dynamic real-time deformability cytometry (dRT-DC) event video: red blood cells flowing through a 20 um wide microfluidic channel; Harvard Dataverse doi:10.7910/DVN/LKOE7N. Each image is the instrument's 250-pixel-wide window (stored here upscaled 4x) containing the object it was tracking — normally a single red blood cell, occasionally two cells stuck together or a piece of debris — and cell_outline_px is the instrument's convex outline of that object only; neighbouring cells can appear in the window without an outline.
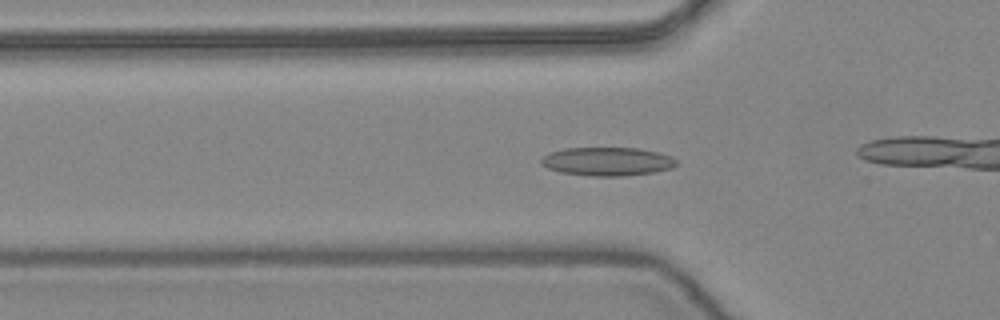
{"species": "common noctule bat (a hibernating species)", "species_latin": "Nyctalus noctula", "temperature_condition": "warm", "stored_images_in_passage": 54, "camera_frame_rate_fps": 3000, "um_per_image_px": 0.085, "animal": {"sex": "female", "body_mass_g": 24.6, "forearm_length_mm": 56.2}, "frame": {"image": 1, "passage_image": 18, "time_ms": 5.667, "image_size_px": [1000, 320], "cell_outline_px": [[676, 164], [672, 168], [656, 172], [624, 176], [588, 176], [560, 172], [548, 168], [540, 164], [540, 160], [548, 152], [564, 148], [640, 148], [660, 152], [672, 156], [676, 160]], "centroid_in_image_um": [51.62, 13.72], "position_along_channel_um": 74.2, "area_um2": 22.77}}
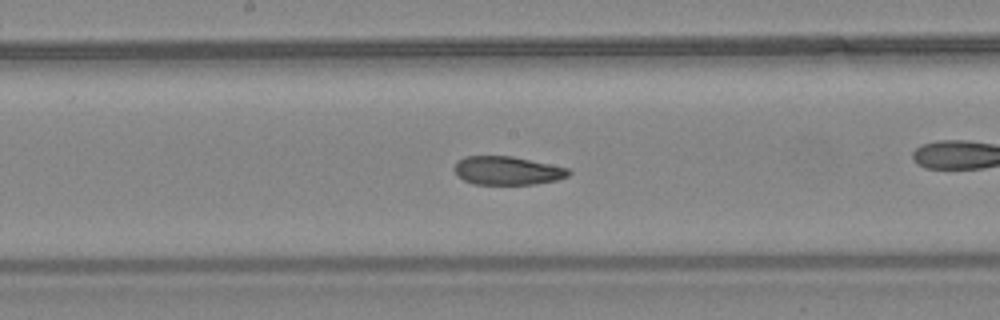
{"frame": {"image": 2, "passage_image": 28, "time_ms": 9.0, "image_size_px": [1000, 320], "cell_outline_px": [[572, 172], [568, 176], [556, 180], [536, 184], [472, 184], [464, 180], [452, 168], [456, 160], [464, 156], [512, 156], [568, 168]], "centroid_in_image_um": [43.09, 14.5], "position_along_channel_um": 205.1, "area_um2": 19.02}}
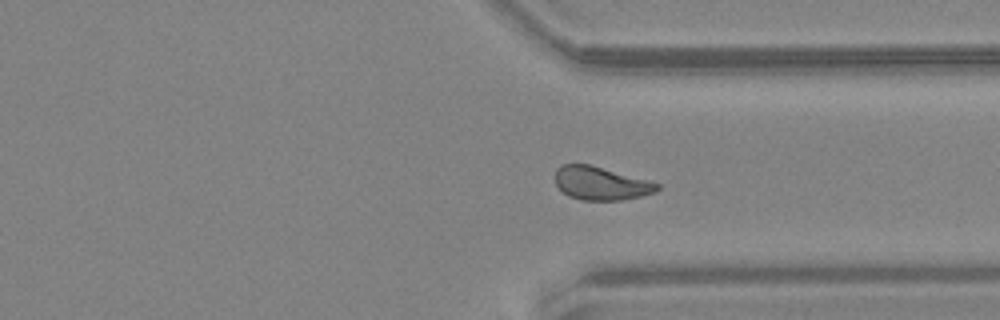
{"frame": {"image": 3, "passage_image": 40, "time_ms": 13.0, "image_size_px": [1000, 320], "cell_outline_px": [[660, 188], [656, 192], [640, 196], [620, 200], [580, 200], [568, 196], [556, 184], [556, 168], [560, 164], [588, 164], [648, 180], [660, 184]], "centroid_in_image_um": [51.07, 15.58], "position_along_channel_um": 360.3, "area_um2": 19.65}, "authors_computed_cell_mechanics": {"area_um2": 20.519, "velocity_mm_per_s": 3.8999, "shape_relaxation_time_tau1_ms": null, "shape_relaxation_time_tau2_ms": 3.8915, "deformation_change_tau1": null, "deformation_change_tau2": 0.1078}}